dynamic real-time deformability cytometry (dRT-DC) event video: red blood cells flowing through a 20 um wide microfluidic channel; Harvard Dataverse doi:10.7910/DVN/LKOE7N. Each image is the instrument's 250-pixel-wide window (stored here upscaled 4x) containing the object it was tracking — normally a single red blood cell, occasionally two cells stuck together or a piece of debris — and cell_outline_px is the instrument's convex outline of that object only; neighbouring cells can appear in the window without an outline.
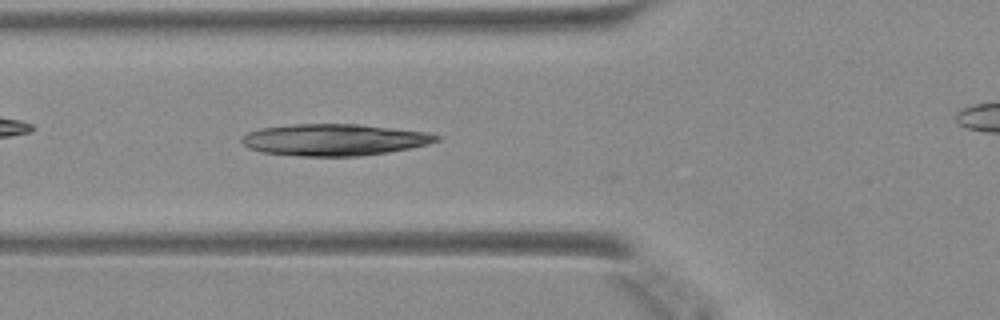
{"species": "Egyptian fruit bat (a non-hibernating species)", "species_latin": "Rousettus aegyptiacus", "temperature_condition": "warm", "stored_images_in_passage": 30, "camera_frame_rate_fps": 3000, "um_per_image_px": 0.085, "animal": {"sex": "female"}, "frame": {"image": 1, "passage_image": 5, "time_ms": 1.333, "image_size_px": [1000, 320], "cell_outline_px": [[440, 140], [428, 144], [388, 152], [360, 156], [300, 156], [260, 152], [248, 148], [240, 140], [248, 132], [260, 128], [292, 124], [356, 124], [428, 132], [440, 136]], "centroid_in_image_um": [28.39, 11.88], "position_along_channel_um": 97.4, "area_um2": 35.89}}
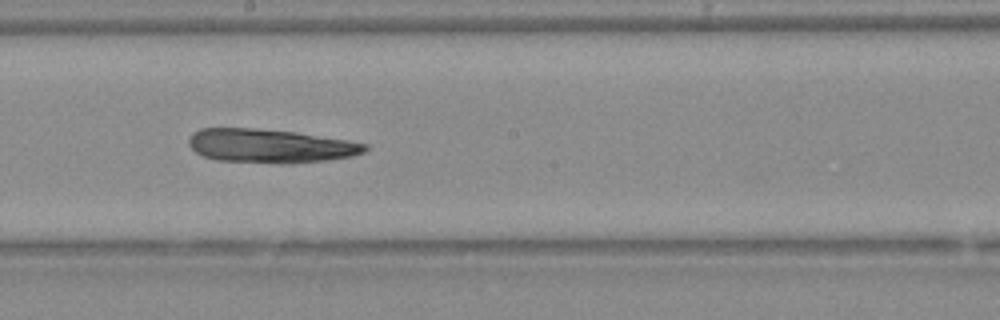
{"frame": {"image": 2, "passage_image": 14, "time_ms": 4.333, "image_size_px": [1000, 320], "cell_outline_px": [[368, 148], [364, 152], [352, 156], [324, 160], [288, 164], [284, 164], [216, 160], [204, 156], [196, 152], [188, 144], [188, 140], [200, 128], [256, 128], [296, 132], [348, 140], [368, 144]], "centroid_in_image_um": [22.98, 12.4], "position_along_channel_um": 225.2, "area_um2": 34.68}}
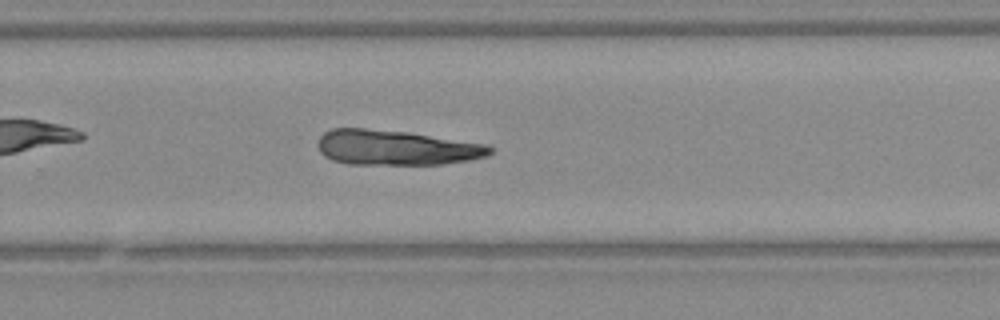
{"frame": {"image": 3, "passage_image": 19, "time_ms": 6.0, "image_size_px": [1000, 320], "cell_outline_px": [[492, 152], [488, 156], [468, 160], [440, 164], [348, 164], [332, 160], [324, 156], [320, 152], [316, 144], [320, 136], [324, 132], [332, 128], [364, 128], [408, 132], [488, 144], [492, 148]], "centroid_in_image_um": [33.64, 12.54], "position_along_channel_um": 296.2, "area_um2": 35.32}}